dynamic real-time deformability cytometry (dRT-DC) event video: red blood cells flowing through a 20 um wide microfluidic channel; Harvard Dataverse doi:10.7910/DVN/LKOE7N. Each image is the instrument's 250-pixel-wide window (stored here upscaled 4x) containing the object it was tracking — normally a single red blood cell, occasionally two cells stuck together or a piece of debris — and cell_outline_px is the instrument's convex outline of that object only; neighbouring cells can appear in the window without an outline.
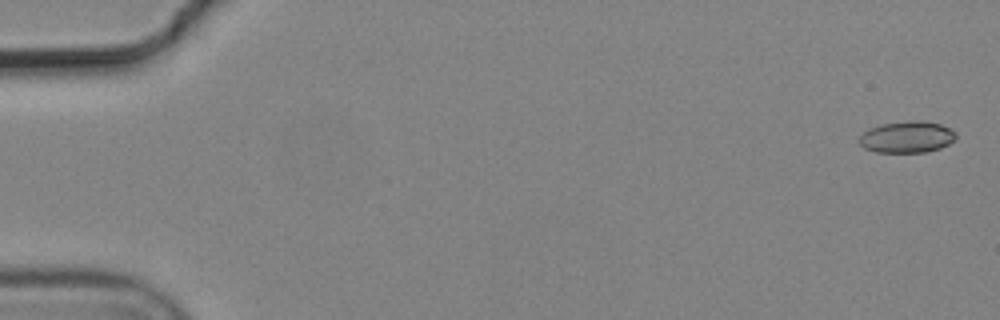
{"species": "common noctule bat (a hibernating species)", "species_latin": "Nyctalus noctula", "temperature_condition": "cold", "stored_images_in_passage": 5, "camera_frame_rate_fps": 3000, "um_per_image_px": 0.085, "animal": {"sex": "male", "body_mass_g": 19.2, "forearm_length_mm": 51.8}, "frame": {"image": 1, "passage_image": 1, "time_ms": 0.0, "image_size_px": [1000, 320], "cell_outline_px": [[956, 140], [940, 148], [928, 152], [876, 152], [864, 148], [860, 144], [860, 136], [868, 128], [880, 124], [912, 120], [924, 120], [940, 124], [952, 128], [956, 132]], "centroid_in_image_um": [77.13, 11.63], "position_along_channel_um": 7.9, "area_um2": 18.03}}
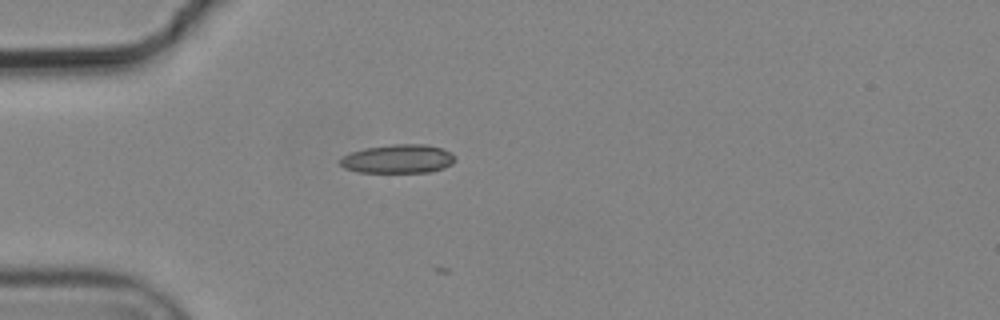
{"frame": {"image": 2, "passage_image": 5, "time_ms": 1.333, "image_size_px": [1000, 320], "cell_outline_px": [[456, 160], [452, 164], [444, 168], [428, 172], [356, 172], [344, 168], [336, 160], [340, 156], [348, 152], [364, 148], [392, 144], [424, 144], [440, 148], [452, 152], [456, 156]], "centroid_in_image_um": [33.78, 13.5], "position_along_channel_um": 51.2, "area_um2": 19.65}}